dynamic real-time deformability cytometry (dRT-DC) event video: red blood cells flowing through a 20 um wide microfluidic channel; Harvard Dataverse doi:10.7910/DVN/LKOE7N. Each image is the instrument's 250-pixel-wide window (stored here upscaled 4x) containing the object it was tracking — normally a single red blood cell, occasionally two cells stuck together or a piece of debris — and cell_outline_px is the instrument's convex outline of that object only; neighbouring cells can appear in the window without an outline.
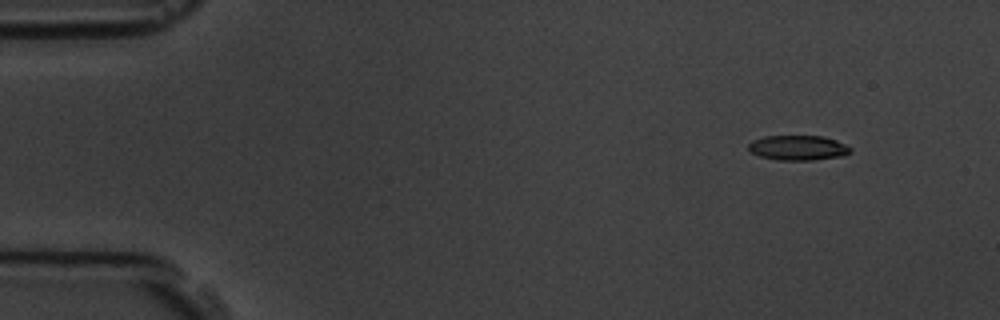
{"species": "common noctule bat (a hibernating species)", "species_latin": "Nyctalus noctula", "temperature_condition": "room temperature", "stored_images_in_passage": 4, "camera_frame_rate_fps": 3000, "um_per_image_px": 0.085, "animal": {"sex": "male", "body_mass_g": 19.5, "forearm_length_mm": 54.6}, "frame": {"image": 1, "passage_image": 1, "time_ms": 0.0, "image_size_px": [1000, 320], "cell_outline_px": [[852, 152], [844, 156], [812, 160], [780, 160], [760, 156], [752, 152], [748, 148], [748, 144], [752, 140], [764, 136], [824, 136], [836, 140], [852, 148]], "centroid_in_image_um": [67.86, 12.56], "position_along_channel_um": 17.1, "area_um2": 14.85}}
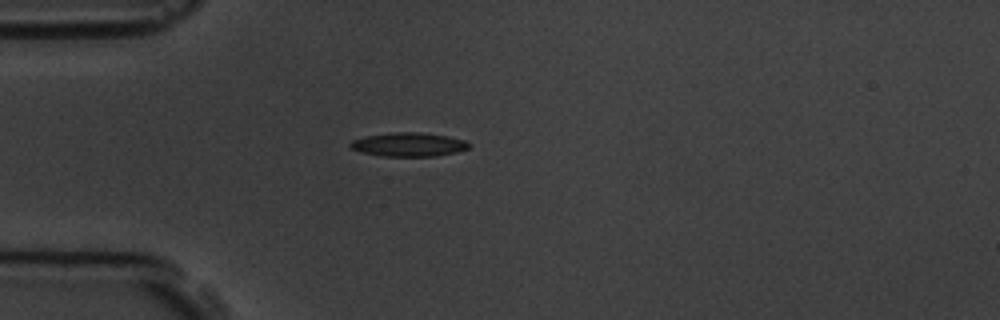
{"frame": {"image": 2, "passage_image": 4, "time_ms": 3.333, "image_size_px": [1000, 320], "cell_outline_px": [[468, 148], [456, 152], [436, 156], [380, 156], [360, 152], [348, 148], [348, 144], [352, 140], [364, 136], [392, 132], [420, 132], [448, 136], [464, 140], [468, 144]], "centroid_in_image_um": [34.65, 12.28], "position_along_channel_um": 50.4, "area_um2": 16.59}}